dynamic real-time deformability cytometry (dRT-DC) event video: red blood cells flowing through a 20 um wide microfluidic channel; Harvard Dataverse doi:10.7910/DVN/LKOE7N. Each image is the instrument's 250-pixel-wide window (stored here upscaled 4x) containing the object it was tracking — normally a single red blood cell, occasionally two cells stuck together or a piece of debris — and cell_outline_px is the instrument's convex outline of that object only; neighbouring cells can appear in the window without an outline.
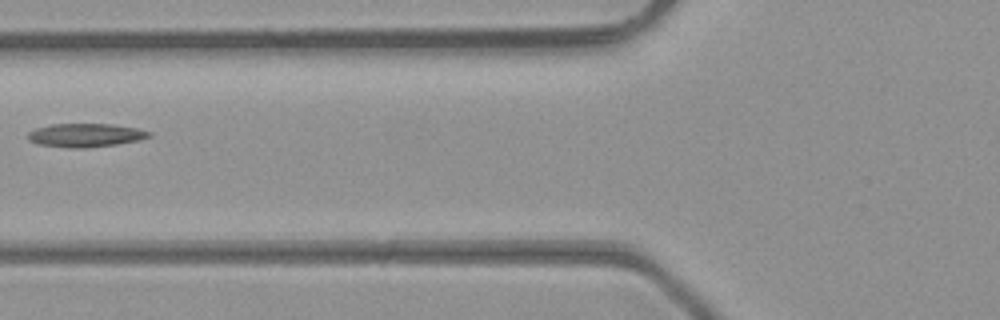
{"species": "common noctule bat (a hibernating species)", "species_latin": "Nyctalus noctula", "temperature_condition": "room temperature", "stored_images_in_passage": 3, "camera_frame_rate_fps": 3000, "um_per_image_px": 0.085, "animal": {"sex": "male", "body_mass_g": 23.1, "forearm_length_mm": 52.7}, "frame": {"image": 1, "passage_image": 3, "time_ms": 0.667, "image_size_px": [1000, 320], "cell_outline_px": [[152, 136], [140, 140], [116, 144], [88, 148], [72, 148], [36, 144], [28, 140], [28, 132], [36, 128], [52, 124], [112, 124], [136, 128], [152, 132]], "centroid_in_image_um": [7.27, 11.49], "position_along_channel_um": 118.5, "area_um2": 16.7}}